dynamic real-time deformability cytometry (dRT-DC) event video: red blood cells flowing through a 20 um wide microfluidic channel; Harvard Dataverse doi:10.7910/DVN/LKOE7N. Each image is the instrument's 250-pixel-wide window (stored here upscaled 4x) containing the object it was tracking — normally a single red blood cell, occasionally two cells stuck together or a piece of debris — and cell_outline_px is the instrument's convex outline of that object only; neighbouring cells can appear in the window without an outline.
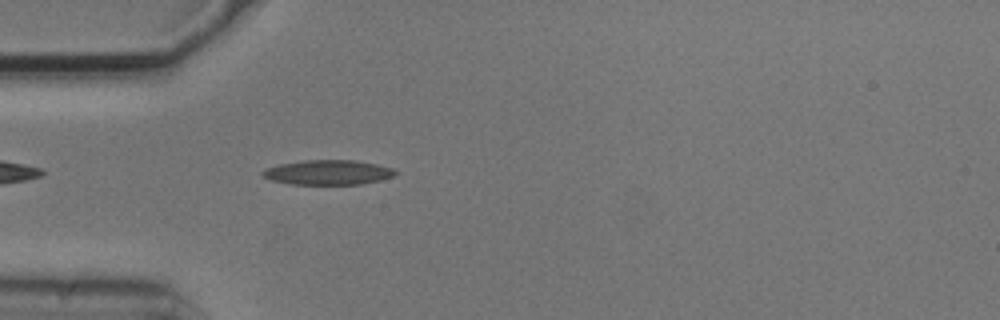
{"species": "common noctule bat (a hibernating species)", "species_latin": "Nyctalus noctula", "temperature_condition": "cold", "stored_images_in_passage": 3, "camera_frame_rate_fps": 3000, "um_per_image_px": 0.085, "animal": {"sex": "male", "body_mass_g": 20.5, "forearm_length_mm": 52.5}, "frame": {"image": 1, "passage_image": 3, "time_ms": 0.667, "image_size_px": [1000, 320], "cell_outline_px": [[396, 172], [392, 176], [380, 180], [360, 184], [292, 184], [272, 180], [264, 176], [260, 172], [264, 168], [280, 164], [304, 160], [356, 160], [376, 164], [392, 168]], "centroid_in_image_um": [27.85, 14.64], "position_along_channel_um": 57.1, "area_um2": 18.96}}